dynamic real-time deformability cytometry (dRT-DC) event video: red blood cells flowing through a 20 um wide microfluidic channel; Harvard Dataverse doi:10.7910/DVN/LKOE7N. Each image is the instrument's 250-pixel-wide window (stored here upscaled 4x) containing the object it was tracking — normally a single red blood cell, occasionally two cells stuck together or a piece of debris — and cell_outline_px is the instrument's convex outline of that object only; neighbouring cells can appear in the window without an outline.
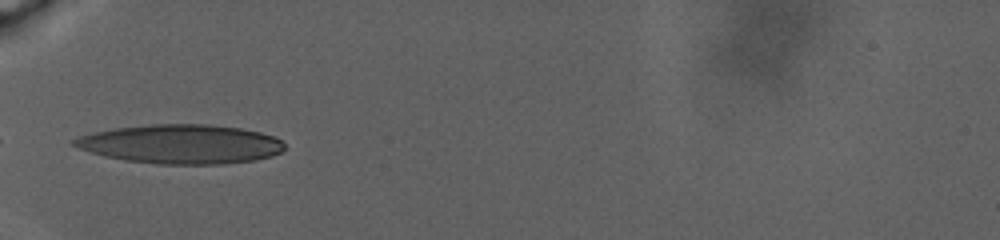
{"species": "human", "species_latin": "Homo sapiens", "temperature_condition": "warm", "stored_images_in_passage": 15, "camera_frame_rate_fps": 3000, "um_per_image_px": 0.085, "donor": {"sex": "male"}, "frame": {"image": 1, "passage_image": 1, "time_ms": 0.0, "image_size_px": [1000, 240], "cell_outline_px": [[284, 148], [280, 152], [272, 156], [256, 160], [224, 164], [160, 164], [124, 160], [104, 156], [80, 148], [72, 144], [68, 140], [80, 136], [96, 132], [116, 128], [152, 124], [208, 124], [240, 128], [260, 132], [272, 136], [280, 140], [284, 144]], "centroid_in_image_um": [15.38, 12.25], "position_along_channel_um": 69.6, "area_um2": 47.86}}
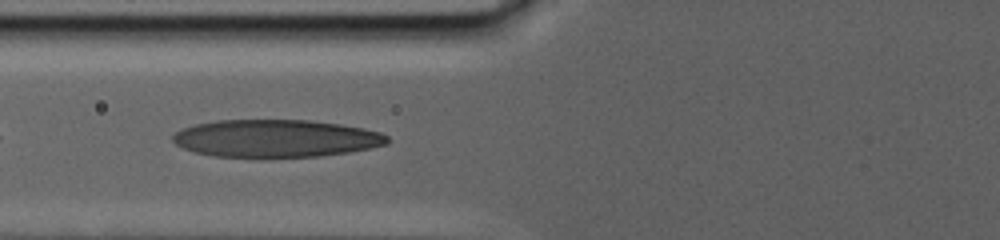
{"frame": {"image": 2, "passage_image": 6, "time_ms": 1.667, "image_size_px": [1000, 240], "cell_outline_px": [[388, 144], [348, 152], [316, 156], [212, 156], [196, 152], [184, 148], [176, 144], [172, 140], [172, 136], [176, 132], [184, 128], [196, 124], [216, 120], [308, 120], [340, 124], [364, 128], [380, 132], [388, 136]], "centroid_in_image_um": [23.45, 11.75], "position_along_channel_um": 102.4, "area_um2": 46.41}}
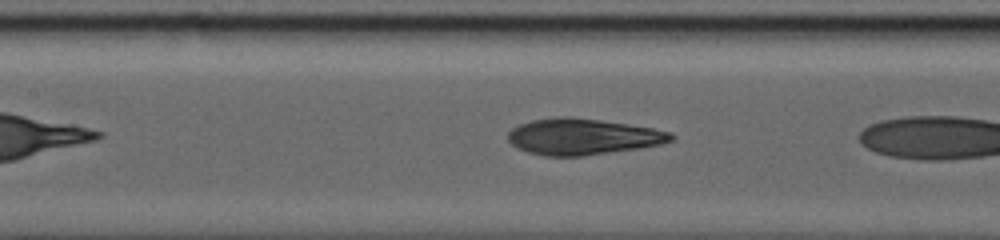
{"frame": {"image": 3, "passage_image": 13, "time_ms": 2.667, "image_size_px": [1000, 240], "cell_outline_px": [[676, 136], [672, 140], [660, 144], [640, 148], [584, 156], [544, 156], [528, 152], [516, 148], [508, 140], [508, 132], [512, 128], [520, 124], [532, 120], [556, 116], [572, 116], [628, 124], [652, 128], [672, 132]], "centroid_in_image_um": [49.52, 11.61], "position_along_channel_um": 157.9, "area_um2": 34.56}}